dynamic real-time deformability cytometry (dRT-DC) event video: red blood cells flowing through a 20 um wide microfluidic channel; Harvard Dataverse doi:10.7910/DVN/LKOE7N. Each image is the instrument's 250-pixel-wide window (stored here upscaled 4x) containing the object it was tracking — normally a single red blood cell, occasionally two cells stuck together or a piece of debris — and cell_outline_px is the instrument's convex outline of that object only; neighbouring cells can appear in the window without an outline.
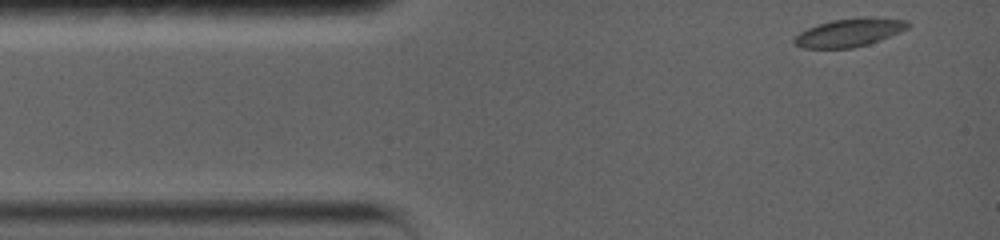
{"species": "common noctule bat (a hibernating species)", "species_latin": "Nyctalus noctula", "temperature_condition": "warm", "stored_images_in_passage": 38, "camera_frame_rate_fps": 5000, "um_per_image_px": 0.085, "animal": {"sex": "female", "body_mass_g": 19.0, "forearm_length_mm": 56.7}, "frame": {"image": 1, "passage_image": 1, "time_ms": 0.0, "image_size_px": [1000, 240], "cell_outline_px": [[912, 24], [908, 28], [900, 32], [880, 40], [868, 44], [852, 48], [804, 48], [796, 44], [792, 40], [800, 32], [808, 28], [832, 20], [868, 16], [908, 20]], "centroid_in_image_um": [72.25, 2.75], "position_along_channel_um": 12.7, "area_um2": 18.67}}
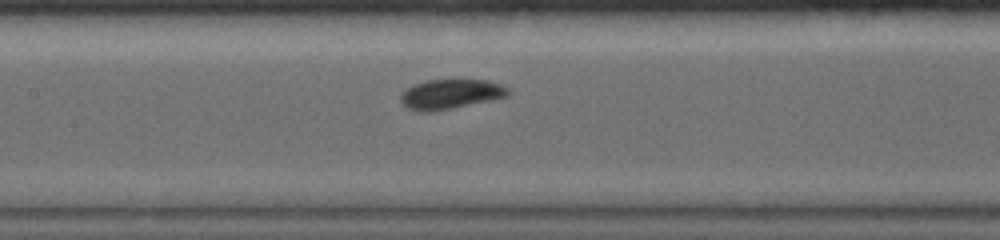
{"frame": {"image": 2, "passage_image": 17, "time_ms": 5.8, "image_size_px": [1000, 240], "cell_outline_px": [[512, 92], [508, 96], [452, 108], [432, 112], [420, 112], [408, 108], [400, 100], [400, 96], [412, 84], [424, 80], [456, 76], [460, 76], [488, 80], [500, 84], [508, 88]], "centroid_in_image_um": [38.32, 7.93], "position_along_channel_um": 169.1, "area_um2": 19.54}}
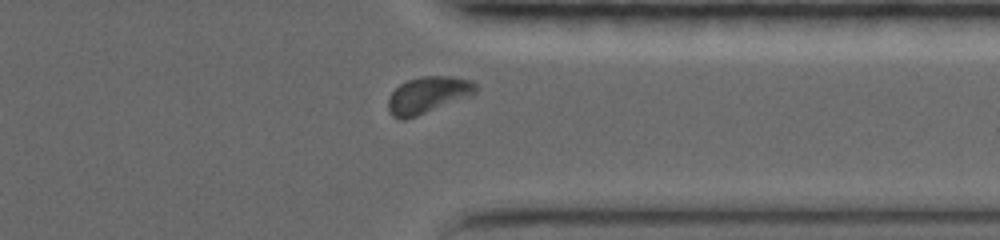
{"frame": {"image": 3, "passage_image": 33, "time_ms": 11.4, "image_size_px": [1000, 240], "cell_outline_px": [[480, 88], [476, 92], [468, 96], [416, 116], [404, 120], [400, 120], [392, 116], [388, 112], [388, 96], [400, 84], [408, 80], [420, 76], [452, 76], [472, 80]], "centroid_in_image_um": [36.35, 8.06], "position_along_channel_um": 375.1, "area_um2": 18.67}, "authors_computed_cell_mechanics": {"area_um2": 18.2937, "velocity_mm_per_s": 3.6824, "shape_relaxation_time_tau1_ms": 2.377, "shape_relaxation_time_tau2_ms": 1.3763, "deformation_change_tau1": 0.116, "deformation_change_tau2": 0.0368}}